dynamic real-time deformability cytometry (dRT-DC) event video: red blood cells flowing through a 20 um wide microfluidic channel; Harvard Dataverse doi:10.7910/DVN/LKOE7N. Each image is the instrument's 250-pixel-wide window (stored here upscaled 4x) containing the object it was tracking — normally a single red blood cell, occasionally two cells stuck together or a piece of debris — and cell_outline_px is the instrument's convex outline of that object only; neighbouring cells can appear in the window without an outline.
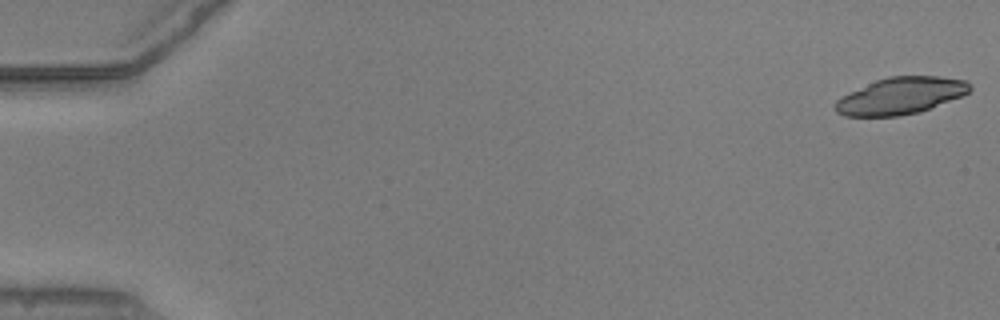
{"species": "common noctule bat (a hibernating species)", "species_latin": "Nyctalus noctula", "temperature_condition": "warm", "stored_images_in_passage": 15, "camera_frame_rate_fps": 3000, "um_per_image_px": 0.085, "animal": {"sex": "male", "body_mass_g": 20.5, "forearm_length_mm": 52.5}, "frame": {"image": 1, "passage_image": 1, "time_ms": 0.0, "image_size_px": [1000, 320], "cell_outline_px": [[972, 88], [968, 92], [960, 96], [920, 112], [900, 116], [844, 116], [836, 112], [836, 100], [876, 80], [888, 76], [940, 76], [964, 80], [972, 84]], "centroid_in_image_um": [76.59, 8.14], "position_along_channel_um": 8.4, "area_um2": 28.5}}